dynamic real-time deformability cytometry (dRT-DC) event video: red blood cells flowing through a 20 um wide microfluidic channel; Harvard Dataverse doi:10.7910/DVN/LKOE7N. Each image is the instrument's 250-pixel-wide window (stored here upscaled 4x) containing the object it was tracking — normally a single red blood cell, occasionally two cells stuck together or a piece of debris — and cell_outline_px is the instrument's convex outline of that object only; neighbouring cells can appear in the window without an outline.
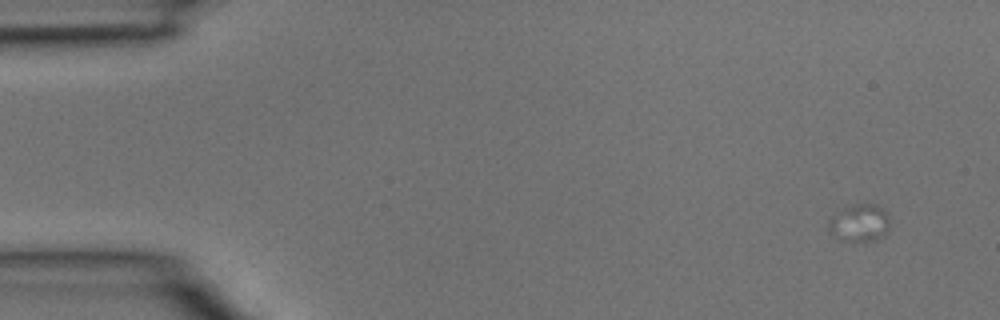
{"species": "common noctule bat (a hibernating species)", "species_latin": "Nyctalus noctula", "temperature_condition": "room temperature", "stored_images_in_passage": 5, "segment_of_instrument_passage": [1, 2], "camera_frame_rate_fps": 3000, "um_per_image_px": 0.085, "animal": {"sex": "male", "body_mass_g": 15.6}, "frame": {"image": 1, "passage_image": 1, "time_ms": 0.0, "image_size_px": [1000, 320], "cell_outline_px": [[888, 228], [884, 236], [872, 240], [836, 240], [836, 236], [840, 212], [844, 208], [856, 204], [876, 204], [884, 208], [888, 216]], "centroid_in_image_um": [73.29, 18.93], "position_along_channel_um": 11.7, "area_um2": 11.85}}